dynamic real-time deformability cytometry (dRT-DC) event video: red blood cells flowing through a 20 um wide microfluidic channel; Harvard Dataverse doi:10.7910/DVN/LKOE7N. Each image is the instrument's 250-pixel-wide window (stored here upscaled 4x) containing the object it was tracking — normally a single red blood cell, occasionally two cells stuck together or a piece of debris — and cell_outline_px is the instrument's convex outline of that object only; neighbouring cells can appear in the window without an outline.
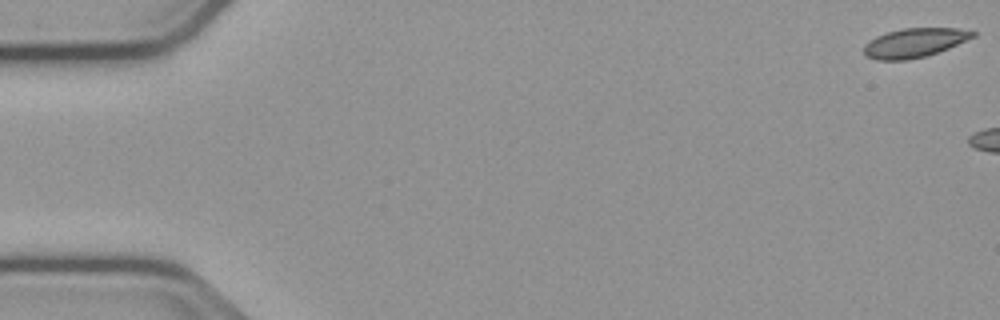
{"species": "common noctule bat (a hibernating species)", "species_latin": "Nyctalus noctula", "temperature_condition": "cold", "stored_images_in_passage": 6, "camera_frame_rate_fps": 3000, "um_per_image_px": 0.085, "animal": {"sex": "male", "body_mass_g": 23.1, "forearm_length_mm": 52.7}, "frame": {"image": 1, "passage_image": 1, "time_ms": 0.0, "image_size_px": [1000, 320], "cell_outline_px": [[976, 36], [948, 48], [924, 56], [908, 60], [876, 60], [864, 56], [864, 44], [868, 40], [876, 36], [888, 32], [904, 28], [956, 28], [976, 32]], "centroid_in_image_um": [77.68, 3.64], "position_along_channel_um": 7.3, "area_um2": 18.44}}